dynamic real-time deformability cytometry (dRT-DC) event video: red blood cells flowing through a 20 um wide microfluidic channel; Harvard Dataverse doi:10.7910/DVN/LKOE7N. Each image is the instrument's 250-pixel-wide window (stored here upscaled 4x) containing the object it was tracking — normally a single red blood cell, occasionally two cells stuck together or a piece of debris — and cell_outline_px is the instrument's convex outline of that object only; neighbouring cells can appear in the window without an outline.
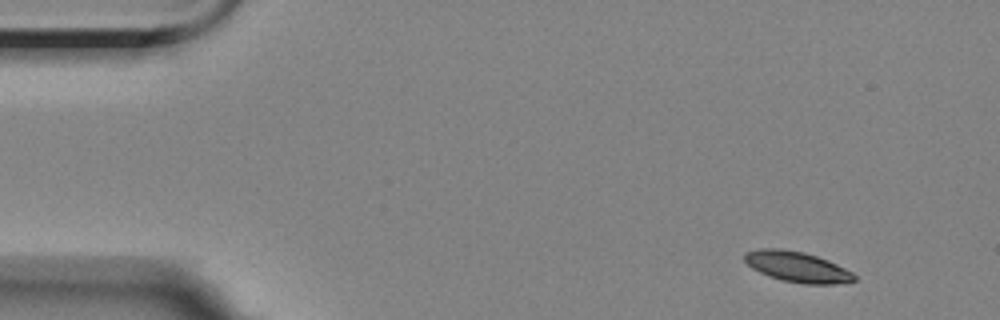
{"species": "Egyptian fruit bat (a non-hibernating species)", "species_latin": "Rousettus aegyptiacus", "temperature_condition": "room temperature", "stored_images_in_passage": 12, "camera_frame_rate_fps": 3000, "um_per_image_px": 0.085, "animal": {"sex": "female"}, "frame": {"image": 1, "passage_image": 1, "time_ms": 0.0, "image_size_px": [1000, 320], "cell_outline_px": [[856, 280], [836, 284], [804, 284], [780, 280], [760, 272], [752, 268], [744, 260], [744, 252], [760, 248], [780, 248], [804, 252], [828, 260], [852, 272], [856, 276]], "centroid_in_image_um": [67.74, 22.68], "position_along_channel_um": 17.3, "area_um2": 19.54}}
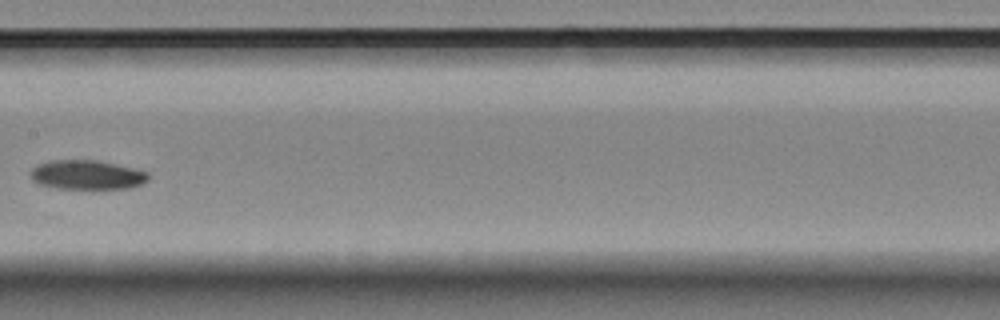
{"frame": {"image": 2, "passage_image": 7, "time_ms": 8.0, "image_size_px": [1000, 320], "cell_outline_px": [[148, 180], [144, 184], [128, 188], [56, 188], [36, 184], [32, 180], [28, 172], [36, 164], [48, 160], [96, 160], [116, 164], [148, 172]], "centroid_in_image_um": [7.32, 14.85], "position_along_channel_um": 200.1, "area_um2": 20.29}}
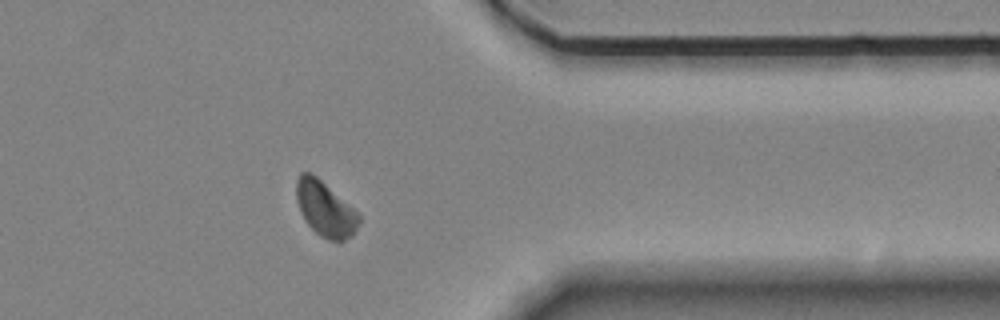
{"frame": {"image": 3, "passage_image": 12, "time_ms": 13.667, "image_size_px": [1000, 320], "cell_outline_px": [[360, 224], [352, 236], [344, 240], [328, 240], [320, 236], [304, 220], [300, 212], [296, 200], [296, 180], [300, 172], [308, 172], [316, 176], [352, 208], [360, 216]], "centroid_in_image_um": [27.61, 17.77], "position_along_channel_um": 383.8, "area_um2": 19.83}, "authors_computed_cell_mechanics": {"area_um2": 20.5768, "velocity_mm_per_s": 3.4694, "shape_relaxation_time_tau1_ms": 3.715, "shape_relaxation_time_tau2_ms": null, "deformation_change_tau1": 0.0838, "deformation_change_tau2": null}}